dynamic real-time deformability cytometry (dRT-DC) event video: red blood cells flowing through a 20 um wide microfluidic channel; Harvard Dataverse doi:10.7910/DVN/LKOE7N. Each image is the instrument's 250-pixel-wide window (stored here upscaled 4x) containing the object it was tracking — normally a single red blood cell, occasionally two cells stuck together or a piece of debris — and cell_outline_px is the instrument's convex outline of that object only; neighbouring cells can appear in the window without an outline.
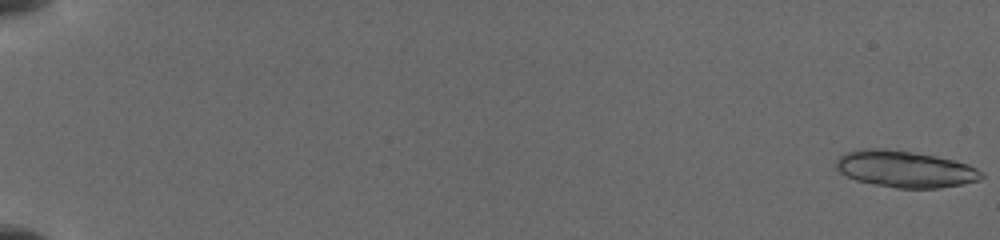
{"species": "common noctule bat (a hibernating species)", "species_latin": "Nyctalus noctula", "temperature_condition": "cold", "stored_images_in_passage": 14, "camera_frame_rate_fps": 3000, "um_per_image_px": 0.085, "animal": {"sex": "female", "body_mass_g": 19.5, "forearm_length_mm": 54.1}, "frame": {"image": 1, "passage_image": 1, "time_ms": 0.0, "image_size_px": [1000, 240], "cell_outline_px": [[984, 176], [980, 180], [964, 184], [940, 188], [896, 188], [872, 184], [856, 180], [840, 172], [836, 168], [836, 160], [844, 152], [864, 148], [884, 148], [912, 152], [936, 156], [968, 164], [984, 172]], "centroid_in_image_um": [76.94, 14.37], "position_along_channel_um": 8.1, "area_um2": 31.21}}
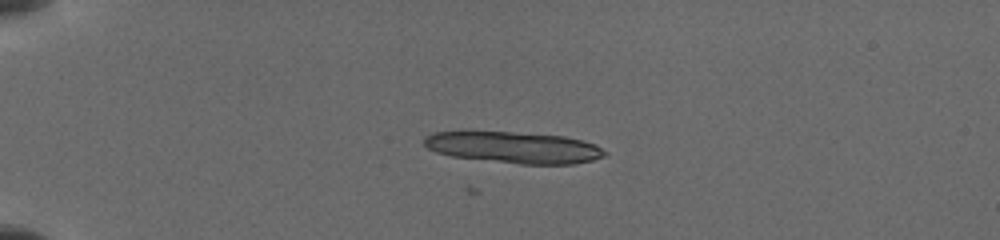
{"frame": {"image": 2, "passage_image": 14, "time_ms": 4.667, "image_size_px": [1000, 240], "cell_outline_px": [[608, 152], [604, 156], [592, 160], [572, 164], [520, 164], [452, 156], [436, 152], [428, 148], [424, 144], [424, 136], [432, 132], [512, 132], [564, 136], [596, 144]], "centroid_in_image_um": [43.69, 12.53], "position_along_channel_um": 41.3, "area_um2": 32.89}}